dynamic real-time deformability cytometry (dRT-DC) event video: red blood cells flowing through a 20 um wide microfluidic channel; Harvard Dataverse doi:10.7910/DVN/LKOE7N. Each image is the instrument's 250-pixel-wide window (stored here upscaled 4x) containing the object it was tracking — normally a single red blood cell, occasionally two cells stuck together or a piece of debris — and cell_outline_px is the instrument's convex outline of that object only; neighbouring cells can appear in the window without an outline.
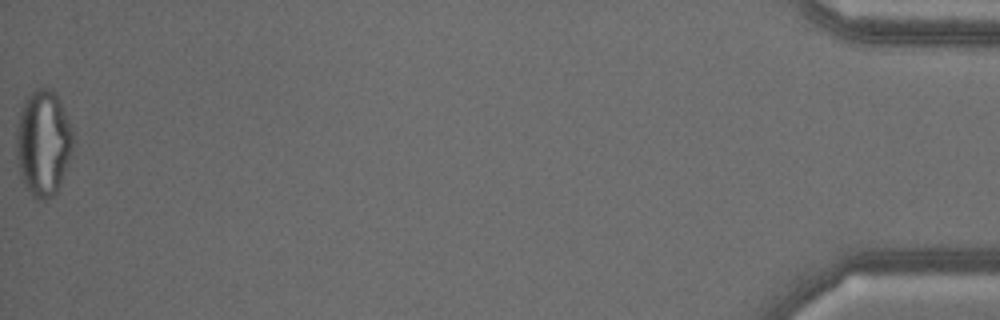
{"species": "common noctule bat (a hibernating species)", "species_latin": "Nyctalus noctula", "temperature_condition": "warm", "stored_images_in_passage": 56, "camera_frame_rate_fps": 3000, "um_per_image_px": 0.085, "animal": {"sex": "male", "body_mass_g": 18.8}, "frame": {"image": 1, "passage_image": 56, "time_ms": 18.333, "image_size_px": [1000, 320], "cell_outline_px": [[76, 136], [72, 152], [68, 164], [60, 184], [56, 192], [52, 196], [44, 200], [36, 200], [32, 196], [20, 180], [16, 156], [16, 132], [20, 108], [24, 100], [32, 92], [40, 88], [52, 88], [56, 92]], "centroid_in_image_um": [3.68, 12.16], "position_along_channel_um": 431.5, "area_um2": 35.78}}